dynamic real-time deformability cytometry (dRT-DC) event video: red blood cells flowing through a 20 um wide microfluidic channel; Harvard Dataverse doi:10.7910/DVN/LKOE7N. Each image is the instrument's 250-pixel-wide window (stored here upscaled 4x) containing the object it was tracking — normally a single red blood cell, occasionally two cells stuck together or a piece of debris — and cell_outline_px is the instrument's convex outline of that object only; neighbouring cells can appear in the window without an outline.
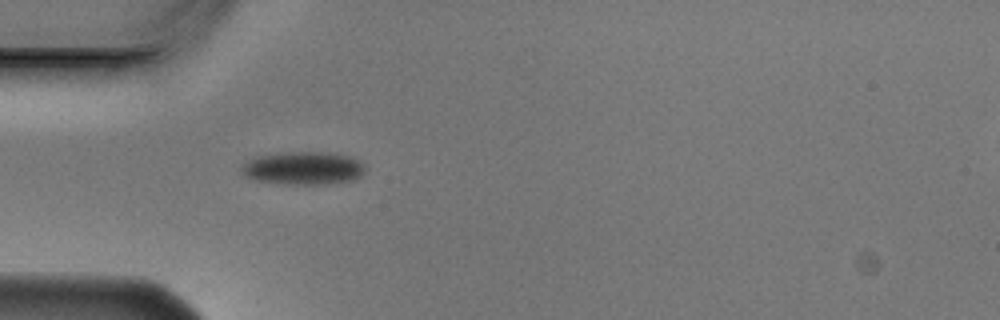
{"species": "Egyptian fruit bat (a non-hibernating species)", "species_latin": "Rousettus aegyptiacus", "temperature_condition": "cold", "stored_images_in_passage": 1, "camera_frame_rate_fps": 3000, "um_per_image_px": 0.085, "animal": {"sex": "male"}, "frame": {"image": 1, "passage_image": 1, "time_ms": 0.0, "image_size_px": [1000, 320], "cell_outline_px": [[364, 172], [360, 176], [352, 180], [332, 184], [288, 184], [256, 180], [244, 176], [240, 168], [244, 164], [256, 156], [296, 152], [320, 152], [348, 156], [364, 164]], "centroid_in_image_um": [25.78, 14.31], "position_along_channel_um": 59.2, "area_um2": 23.41}}